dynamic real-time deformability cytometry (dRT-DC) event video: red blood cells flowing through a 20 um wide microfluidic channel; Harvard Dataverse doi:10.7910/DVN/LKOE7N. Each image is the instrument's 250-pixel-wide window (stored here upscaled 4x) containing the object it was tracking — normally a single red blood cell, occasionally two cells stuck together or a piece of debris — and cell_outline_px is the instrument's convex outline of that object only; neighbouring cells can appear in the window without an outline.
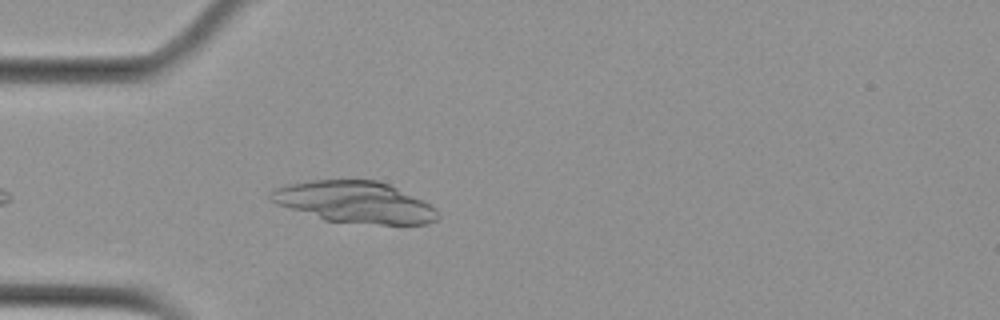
{"species": "Egyptian fruit bat (a non-hibernating species)", "species_latin": "Rousettus aegyptiacus", "temperature_condition": "cold", "stored_images_in_passage": 2, "camera_frame_rate_fps": 3000, "um_per_image_px": 0.085, "animal": {"sex": "female"}, "frame": {"image": 1, "passage_image": 2, "time_ms": 1.333, "image_size_px": [1000, 320], "cell_outline_px": [[440, 216], [436, 220], [428, 224], [380, 224], [324, 220], [276, 204], [268, 196], [276, 188], [288, 184], [312, 180], [376, 180], [388, 184], [436, 208]], "centroid_in_image_um": [30.14, 17.19], "position_along_channel_um": 54.9, "area_um2": 39.82}}